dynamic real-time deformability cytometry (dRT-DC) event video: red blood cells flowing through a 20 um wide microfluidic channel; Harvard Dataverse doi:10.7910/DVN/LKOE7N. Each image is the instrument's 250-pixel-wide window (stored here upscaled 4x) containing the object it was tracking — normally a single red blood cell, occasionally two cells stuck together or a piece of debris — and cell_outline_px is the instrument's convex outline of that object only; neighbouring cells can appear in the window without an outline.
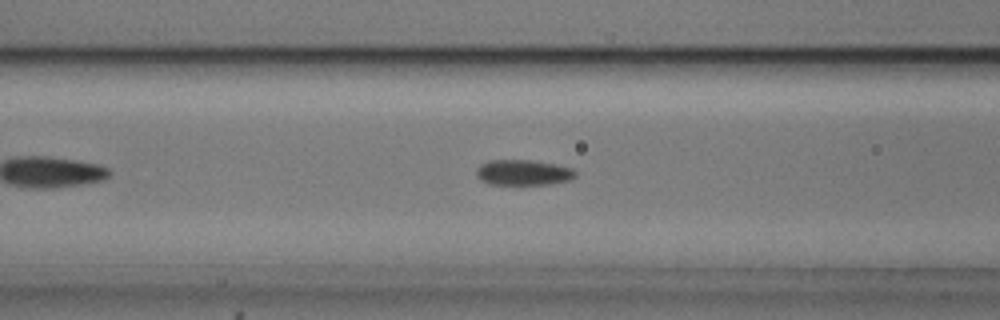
{"species": "common noctule bat (a hibernating species)", "species_latin": "Nyctalus noctula", "temperature_condition": "cold", "stored_images_in_passage": 40, "camera_frame_rate_fps": 3000, "um_per_image_px": 0.085, "animal": {"sex": "male", "body_mass_g": 20.5, "forearm_length_mm": 52.5}, "frame": {"image": 1, "passage_image": 12, "time_ms": 3.667, "image_size_px": [1000, 320], "cell_outline_px": [[576, 176], [568, 180], [548, 184], [488, 184], [480, 180], [476, 176], [476, 168], [480, 164], [488, 160], [532, 160], [556, 164], [572, 168], [576, 172]], "centroid_in_image_um": [44.43, 14.65], "position_along_channel_um": 122.2, "area_um2": 14.8}, "authors_computed_cell_mechanics": {"area_um2": 14.8835, "velocity_mm_per_s": 3.7055, "shape_relaxation_time_tau1_ms": 4.4118, "shape_relaxation_time_tau2_ms": 9.3349, "deformation_change_tau1": 0.1143, "deformation_change_tau2": 0.1343}}